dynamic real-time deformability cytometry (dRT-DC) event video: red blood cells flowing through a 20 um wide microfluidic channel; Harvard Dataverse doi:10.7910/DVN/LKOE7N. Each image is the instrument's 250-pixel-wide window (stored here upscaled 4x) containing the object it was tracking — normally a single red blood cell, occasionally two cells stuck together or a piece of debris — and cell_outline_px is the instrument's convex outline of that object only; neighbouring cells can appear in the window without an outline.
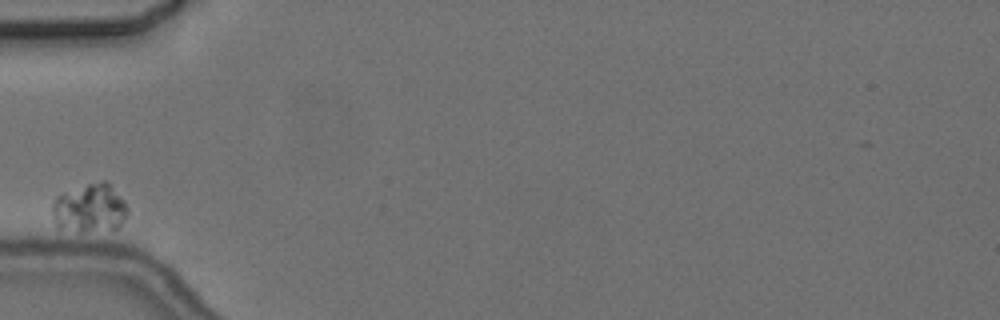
{"species": "common noctule bat (a hibernating species)", "species_latin": "Nyctalus noctula", "temperature_condition": "cold", "stored_images_in_passage": 1, "camera_frame_rate_fps": 3000, "um_per_image_px": 0.085, "animal": {"sex": "female", "body_mass_g": 24.6, "forearm_length_mm": 56.2}, "frame": {"image": 1, "passage_image": 1, "time_ms": 0.0, "image_size_px": [1000, 320], "cell_outline_px": [[128, 212], [124, 220], [116, 228], [80, 232], [56, 228], [52, 212], [52, 204], [56, 196], [88, 184], [100, 180], [104, 180], [112, 184], [124, 200], [128, 208]], "centroid_in_image_um": [7.63, 17.69], "position_along_channel_um": 77.4, "area_um2": 21.5}}